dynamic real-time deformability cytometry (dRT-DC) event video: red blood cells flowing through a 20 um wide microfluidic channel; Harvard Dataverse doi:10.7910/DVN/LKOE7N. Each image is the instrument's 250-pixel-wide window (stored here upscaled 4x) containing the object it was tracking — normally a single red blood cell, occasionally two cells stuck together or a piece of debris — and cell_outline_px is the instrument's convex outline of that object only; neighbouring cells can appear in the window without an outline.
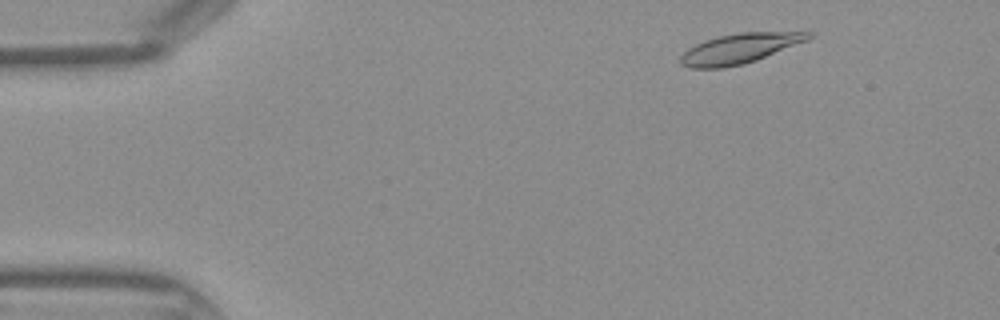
{"species": "Egyptian fruit bat (a non-hibernating species)", "species_latin": "Rousettus aegyptiacus", "temperature_condition": "warm", "stored_images_in_passage": 42, "camera_frame_rate_fps": 3000, "um_per_image_px": 0.085, "frame": {"image": 1, "passage_image": 3, "time_ms": 0.667, "image_size_px": [1000, 320], "cell_outline_px": [[816, 32], [808, 40], [756, 60], [744, 64], [724, 68], [688, 68], [680, 64], [680, 56], [688, 48], [704, 40], [720, 36], [740, 32]], "centroid_in_image_um": [62.85, 4.13], "position_along_channel_um": 22.2, "area_um2": 22.31}}
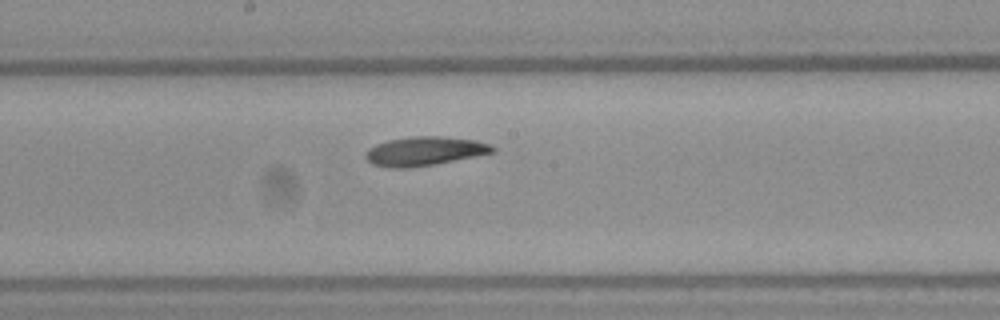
{"frame": {"image": 2, "passage_image": 21, "time_ms": 6.667, "image_size_px": [1000, 320], "cell_outline_px": [[496, 152], [436, 164], [408, 168], [388, 168], [372, 164], [364, 156], [364, 152], [368, 148], [376, 144], [388, 140], [412, 136], [440, 136], [476, 140], [488, 144], [496, 148]], "centroid_in_image_um": [36.06, 12.85], "position_along_channel_um": 212.1, "area_um2": 21.62}}
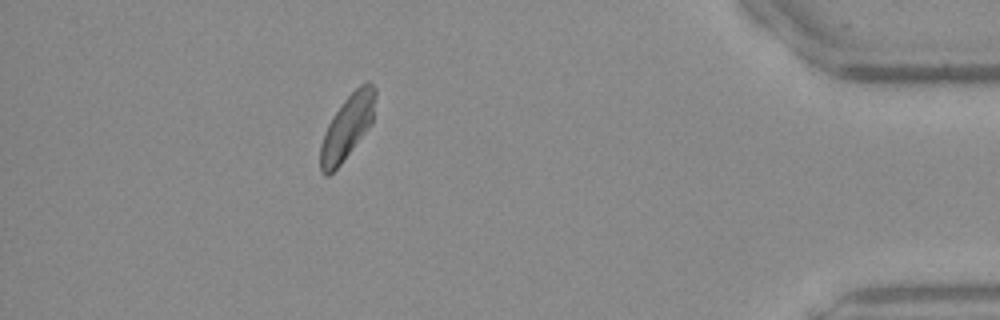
{"frame": {"image": 3, "passage_image": 37, "time_ms": 12.0, "image_size_px": [1000, 320], "cell_outline_px": [[376, 96], [372, 124], [340, 164], [328, 176], [324, 176], [320, 172], [320, 144], [324, 132], [332, 116], [344, 100], [360, 84], [368, 80], [376, 88]], "centroid_in_image_um": [29.52, 10.79], "position_along_channel_um": 405.7, "area_um2": 20.58}}